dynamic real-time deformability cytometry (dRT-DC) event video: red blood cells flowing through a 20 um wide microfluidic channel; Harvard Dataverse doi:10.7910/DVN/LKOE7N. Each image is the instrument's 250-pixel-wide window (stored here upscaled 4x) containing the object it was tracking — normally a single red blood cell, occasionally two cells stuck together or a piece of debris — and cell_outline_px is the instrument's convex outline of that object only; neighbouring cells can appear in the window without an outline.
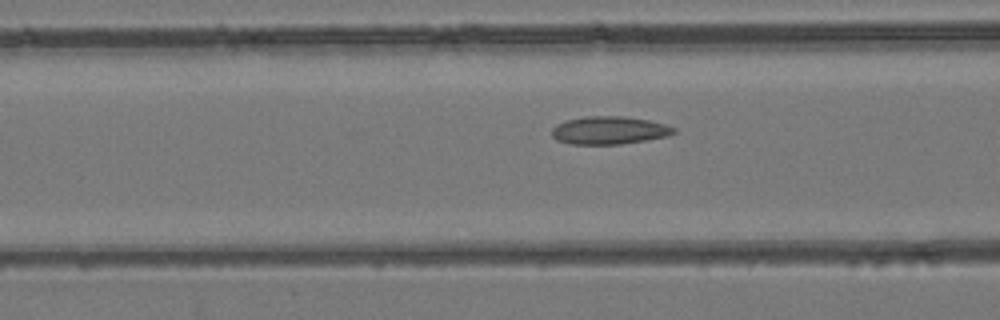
{"species": "common noctule bat (a hibernating species)", "species_latin": "Nyctalus noctula", "temperature_condition": "room temperature", "stored_images_in_passage": 38, "camera_frame_rate_fps": 3000, "um_per_image_px": 0.085, "animal": {"sex": "female", "body_mass_g": 24.6, "forearm_length_mm": 56.2}, "frame": {"image": 1, "passage_image": 8, "time_ms": 2.333, "image_size_px": [1000, 320], "cell_outline_px": [[676, 132], [668, 136], [620, 144], [572, 144], [556, 140], [552, 136], [552, 128], [556, 124], [564, 120], [584, 116], [624, 116], [648, 120], [664, 124], [676, 128]], "centroid_in_image_um": [51.75, 11.07], "position_along_channel_um": 114.8, "area_um2": 19.88}}
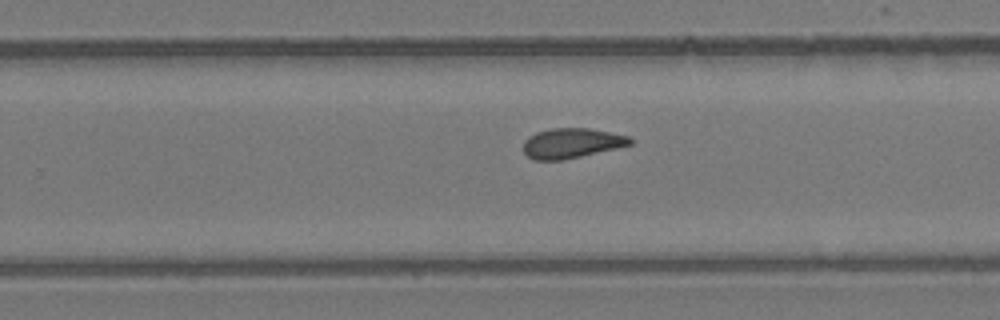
{"frame": {"image": 2, "passage_image": 20, "time_ms": 6.333, "image_size_px": [1000, 320], "cell_outline_px": [[632, 144], [616, 148], [564, 160], [536, 160], [528, 156], [524, 152], [524, 140], [528, 136], [536, 132], [552, 128], [588, 128], [628, 136], [632, 140]], "centroid_in_image_um": [48.56, 12.17], "position_along_channel_um": 281.2, "area_um2": 18.5}}
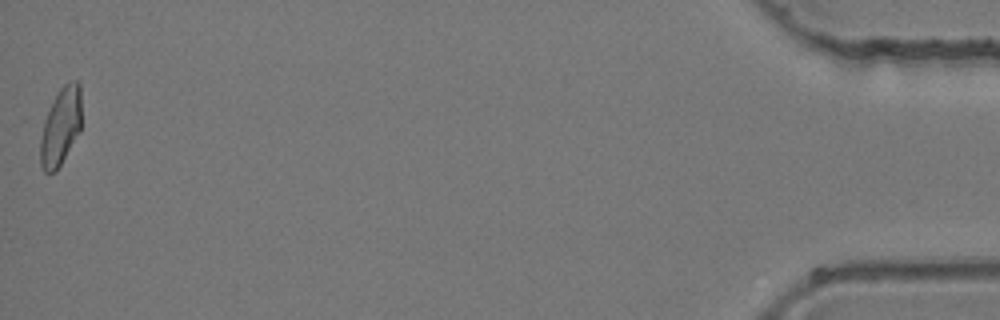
{"frame": {"image": 3, "passage_image": 38, "time_ms": 12.333, "image_size_px": [1000, 320], "cell_outline_px": [[80, 132], [56, 172], [44, 172], [40, 164], [40, 140], [44, 120], [60, 88], [64, 84], [72, 80], [76, 80], [80, 84]], "centroid_in_image_um": [5.15, 10.78], "position_along_channel_um": 430.0, "area_um2": 18.44}}